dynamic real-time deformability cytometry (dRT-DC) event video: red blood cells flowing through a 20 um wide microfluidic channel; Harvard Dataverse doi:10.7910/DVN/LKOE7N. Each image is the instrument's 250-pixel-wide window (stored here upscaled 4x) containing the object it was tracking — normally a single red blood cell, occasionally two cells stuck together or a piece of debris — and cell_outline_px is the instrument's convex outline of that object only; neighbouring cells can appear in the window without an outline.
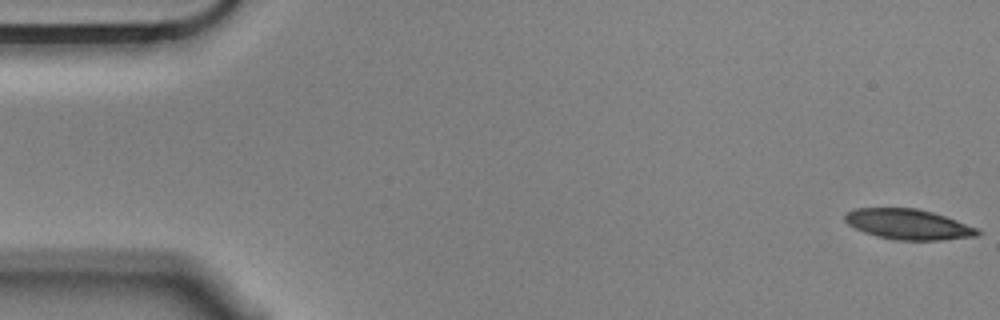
{"species": "Egyptian fruit bat (a non-hibernating species)", "species_latin": "Rousettus aegyptiacus", "temperature_condition": "cold", "stored_images_in_passage": 56, "camera_frame_rate_fps": 3000, "um_per_image_px": 0.085, "animal": {"sex": "male"}, "frame": {"image": 1, "passage_image": 1, "time_ms": 0.0, "image_size_px": [1000, 320], "cell_outline_px": [[984, 232], [976, 236], [940, 240], [896, 240], [876, 236], [864, 232], [848, 224], [844, 220], [844, 216], [848, 212], [856, 208], [916, 208], [932, 212], [980, 228]], "centroid_in_image_um": [77.24, 19.07], "position_along_channel_um": 7.8, "area_um2": 23.47}}
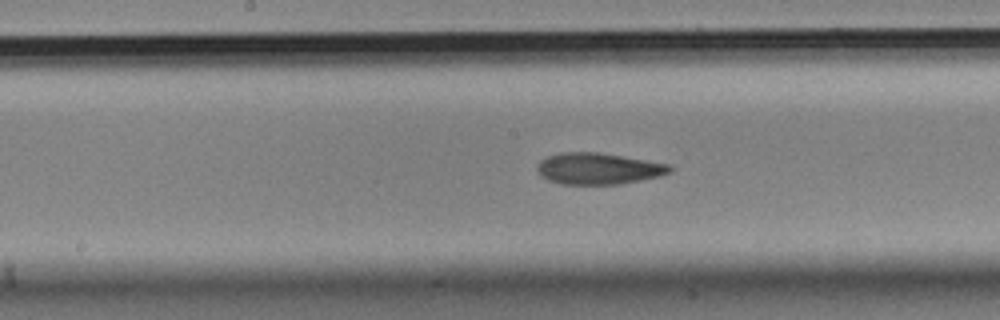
{"frame": {"image": 2, "passage_image": 28, "time_ms": 9.0, "image_size_px": [1000, 320], "cell_outline_px": [[672, 172], [660, 176], [620, 184], [560, 184], [548, 180], [540, 176], [536, 172], [536, 164], [540, 160], [548, 156], [560, 152], [596, 152], [668, 164], [672, 168]], "centroid_in_image_um": [50.79, 14.34], "position_along_channel_um": 197.4, "area_um2": 24.28}}
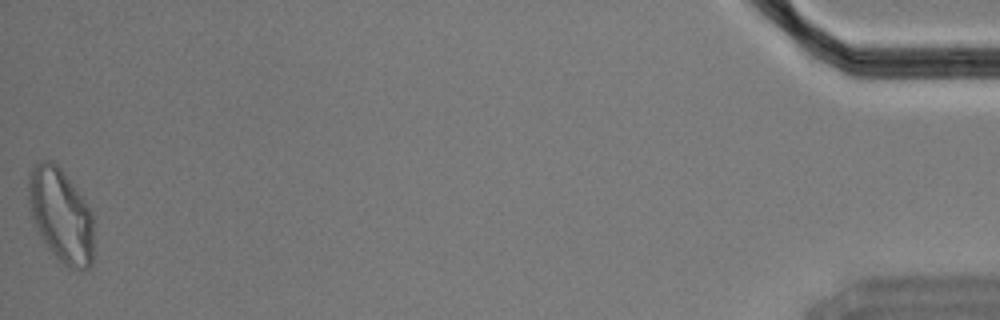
{"frame": {"image": 3, "passage_image": 56, "time_ms": 18.333, "image_size_px": [1000, 320], "cell_outline_px": [[92, 264], [88, 268], [72, 268], [64, 264], [48, 248], [40, 236], [32, 216], [28, 196], [28, 172], [40, 160], [48, 160], [56, 164], [64, 172], [84, 200], [92, 212]], "centroid_in_image_um": [5.16, 18.26], "position_along_channel_um": 430.0, "area_um2": 35.14}, "authors_computed_cell_mechanics": {"area_um2": 24.7095, "velocity_mm_per_s": 3.5473, "shape_relaxation_time_tau1_ms": 9.0596, "shape_relaxation_time_tau2_ms": 2.7022, "deformation_change_tau1": 0.2173, "deformation_change_tau2": 0.0879}}